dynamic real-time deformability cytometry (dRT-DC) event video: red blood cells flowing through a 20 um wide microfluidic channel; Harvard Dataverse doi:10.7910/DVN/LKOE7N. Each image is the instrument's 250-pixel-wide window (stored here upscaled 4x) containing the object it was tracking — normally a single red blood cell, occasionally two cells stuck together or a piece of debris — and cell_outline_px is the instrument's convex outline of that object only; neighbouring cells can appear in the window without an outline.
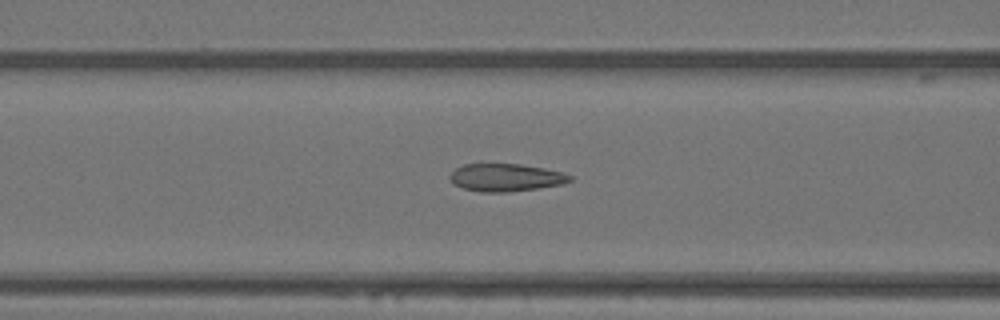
{"species": "Egyptian fruit bat (a non-hibernating species)", "species_latin": "Rousettus aegyptiacus", "temperature_condition": "warm", "stored_images_in_passage": 46, "camera_frame_rate_fps": 3000, "um_per_image_px": 0.085, "animal": {"sex": "female"}, "frame": {"image": 1, "passage_image": 22, "time_ms": 7.0, "image_size_px": [1000, 320], "cell_outline_px": [[572, 180], [564, 184], [508, 192], [480, 192], [464, 188], [452, 184], [448, 176], [456, 168], [464, 164], [480, 160], [520, 164], [544, 168], [560, 172], [572, 176]], "centroid_in_image_um": [42.9, 15.04], "position_along_channel_um": 123.7, "area_um2": 20.11}}
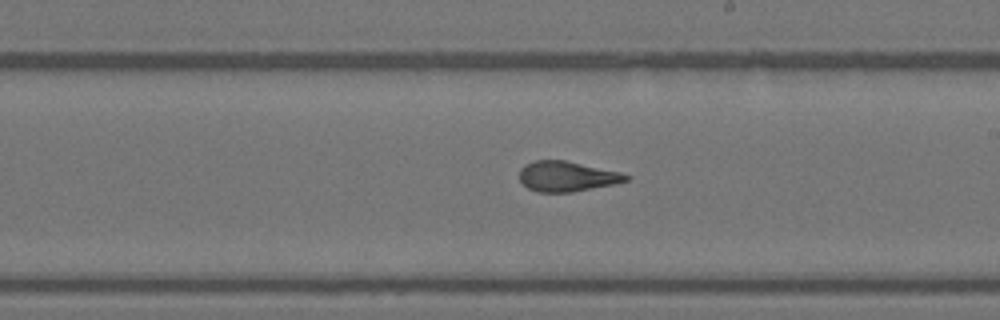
{"frame": {"image": 2, "passage_image": 32, "time_ms": 10.333, "image_size_px": [1000, 320], "cell_outline_px": [[632, 176], [628, 180], [612, 184], [572, 192], [536, 192], [528, 188], [520, 180], [520, 168], [524, 164], [536, 160], [564, 160], [620, 172]], "centroid_in_image_um": [48.16, 14.99], "position_along_channel_um": 240.8, "area_um2": 18.61}}
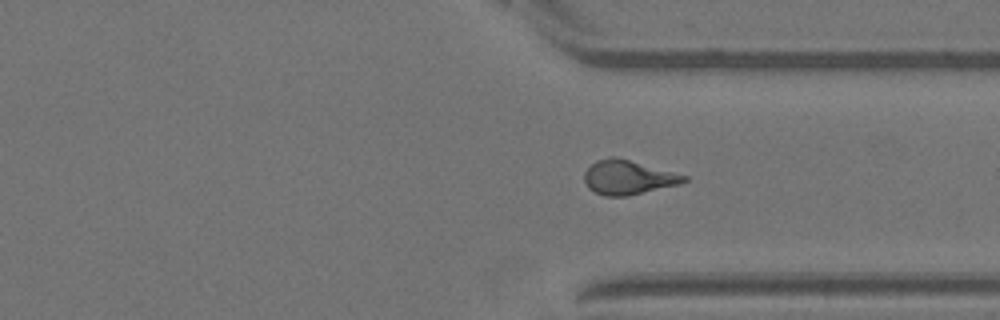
{"frame": {"image": 3, "passage_image": 42, "time_ms": 13.667, "image_size_px": [1000, 320], "cell_outline_px": [[688, 180], [680, 184], [628, 196], [604, 196], [588, 188], [584, 180], [584, 172], [596, 160], [608, 156], [612, 156], [628, 160], [688, 176]], "centroid_in_image_um": [53.37, 15.08], "position_along_channel_um": 358.0, "area_um2": 19.71}}